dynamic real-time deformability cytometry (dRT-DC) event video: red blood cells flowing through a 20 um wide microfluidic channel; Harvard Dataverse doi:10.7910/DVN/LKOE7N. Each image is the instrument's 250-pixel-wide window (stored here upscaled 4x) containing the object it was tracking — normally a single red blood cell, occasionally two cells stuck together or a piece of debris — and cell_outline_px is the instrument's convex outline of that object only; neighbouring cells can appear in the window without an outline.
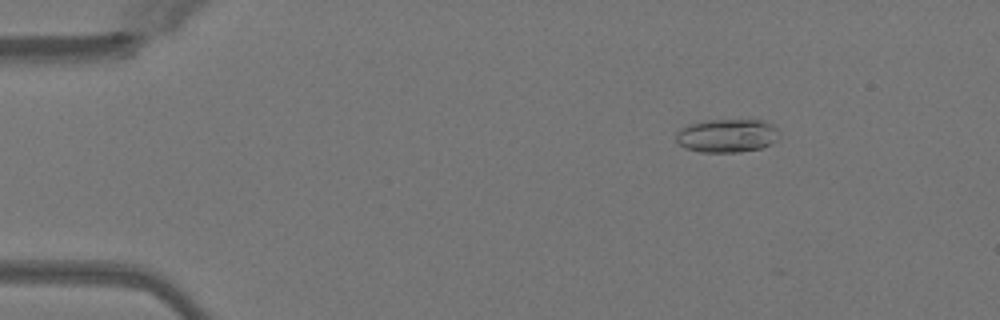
{"species": "Egyptian fruit bat (a non-hibernating species)", "species_latin": "Rousettus aegyptiacus", "temperature_condition": "warm", "stored_images_in_passage": 19, "camera_frame_rate_fps": 3000, "um_per_image_px": 0.085, "animal": {"sex": "female"}, "frame": {"image": 1, "passage_image": 8, "time_ms": 2.333, "image_size_px": [1000, 320], "cell_outline_px": [[780, 136], [776, 140], [760, 148], [740, 152], [700, 152], [684, 148], [676, 140], [676, 132], [680, 128], [688, 124], [708, 120], [768, 120], [780, 128]], "centroid_in_image_um": [61.83, 11.51], "position_along_channel_um": 23.2, "area_um2": 20.46}}